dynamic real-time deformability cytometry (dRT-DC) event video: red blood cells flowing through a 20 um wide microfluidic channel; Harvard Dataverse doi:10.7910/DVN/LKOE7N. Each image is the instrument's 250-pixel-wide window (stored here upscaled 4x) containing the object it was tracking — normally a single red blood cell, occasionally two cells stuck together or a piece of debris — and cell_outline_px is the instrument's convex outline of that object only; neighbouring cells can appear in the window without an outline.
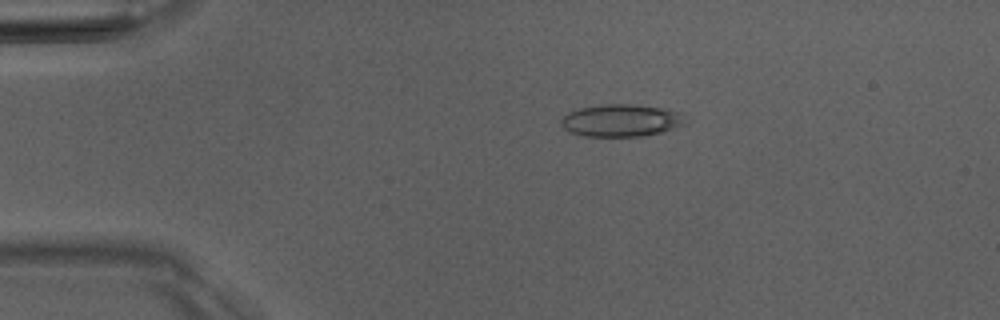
{"species": "Egyptian fruit bat (a non-hibernating species)", "species_latin": "Rousettus aegyptiacus", "temperature_condition": "room temperature", "stored_images_in_passage": 6, "camera_frame_rate_fps": 3000, "um_per_image_px": 0.085, "animal": {"sex": "male"}, "frame": {"image": 1, "passage_image": 3, "time_ms": 3.333, "image_size_px": [1000, 320], "cell_outline_px": [[688, 124], [660, 132], [640, 136], [584, 136], [572, 132], [564, 128], [560, 120], [568, 112], [580, 108], [600, 104], [632, 104], [664, 108], [680, 112]], "centroid_in_image_um": [52.82, 10.22], "position_along_channel_um": 32.2, "area_um2": 23.35}}